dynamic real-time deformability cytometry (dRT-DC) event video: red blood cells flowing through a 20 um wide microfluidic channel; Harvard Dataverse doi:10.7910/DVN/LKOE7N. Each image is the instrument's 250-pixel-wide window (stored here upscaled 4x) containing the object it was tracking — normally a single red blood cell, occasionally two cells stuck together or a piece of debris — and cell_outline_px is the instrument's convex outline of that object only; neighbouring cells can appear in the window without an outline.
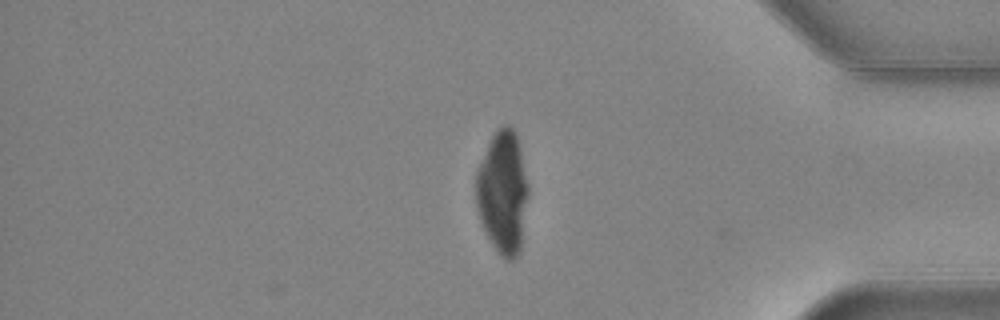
{"species": "common noctule bat (a hibernating species)", "species_latin": "Nyctalus noctula", "temperature_condition": "warm", "stored_images_in_passage": 32, "camera_frame_rate_fps": 3000, "um_per_image_px": 0.085, "animal": {"sex": "female", "body_mass_g": 24.6, "forearm_length_mm": 56.2}, "frame": {"image": 1, "passage_image": 31, "time_ms": 10.0, "image_size_px": [1000, 320], "cell_outline_px": [[528, 196], [520, 252], [512, 260], [508, 260], [500, 256], [492, 244], [480, 220], [476, 208], [476, 168], [496, 128], [504, 124], [508, 124], [516, 132], [520, 148], [528, 184]], "centroid_in_image_um": [42.73, 16.32], "position_along_channel_um": 392.5, "area_um2": 37.63}}